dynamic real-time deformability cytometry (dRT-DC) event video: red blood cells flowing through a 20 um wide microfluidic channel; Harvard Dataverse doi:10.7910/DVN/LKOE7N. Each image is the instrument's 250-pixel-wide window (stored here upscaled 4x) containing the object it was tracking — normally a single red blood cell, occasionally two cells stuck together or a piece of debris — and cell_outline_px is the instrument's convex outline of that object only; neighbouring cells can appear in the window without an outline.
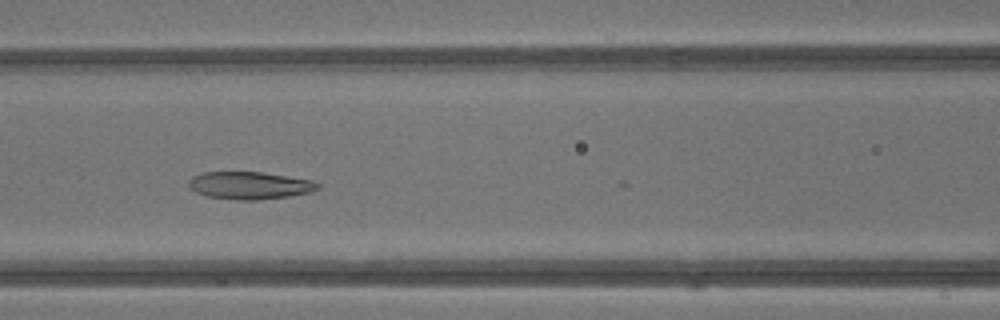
{"species": "common noctule bat (a hibernating species)", "species_latin": "Nyctalus noctula", "temperature_condition": "warm", "stored_images_in_passage": 19, "camera_frame_rate_fps": 3000, "um_per_image_px": 0.085, "animal": {"sex": "male", "body_mass_g": 13.3}, "frame": {"image": 1, "passage_image": 18, "time_ms": 5.667, "image_size_px": [1000, 320], "cell_outline_px": [[320, 188], [312, 192], [288, 196], [260, 200], [236, 200], [204, 196], [188, 188], [188, 180], [192, 176], [204, 172], [260, 172], [316, 180], [320, 184]], "centroid_in_image_um": [21.23, 15.76], "position_along_channel_um": 145.4, "area_um2": 21.04}}